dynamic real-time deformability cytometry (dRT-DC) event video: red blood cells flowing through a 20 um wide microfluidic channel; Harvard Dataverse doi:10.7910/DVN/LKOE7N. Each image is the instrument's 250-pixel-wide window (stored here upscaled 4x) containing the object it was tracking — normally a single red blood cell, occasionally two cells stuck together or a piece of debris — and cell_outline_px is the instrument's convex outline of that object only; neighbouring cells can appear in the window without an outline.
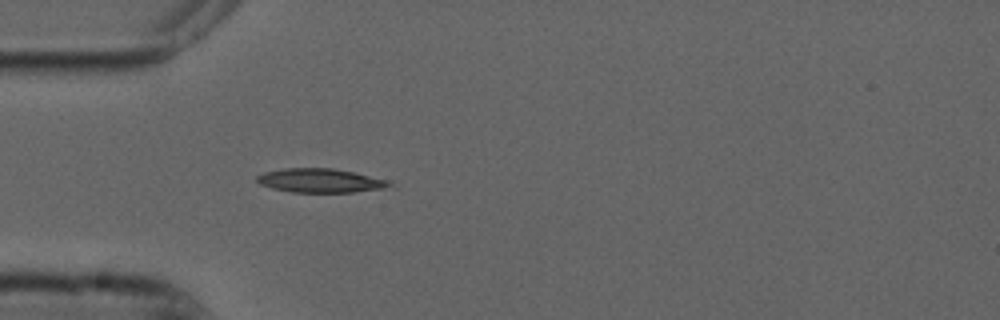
{"species": "common noctule bat (a hibernating species)", "species_latin": "Nyctalus noctula", "temperature_condition": "cold", "stored_images_in_passage": 8, "camera_frame_rate_fps": 3000, "um_per_image_px": 0.085, "animal": {"sex": "male", "forearm_length_mm": 52.5}, "frame": {"image": 1, "passage_image": 1, "time_ms": 0.0, "image_size_px": [1000, 320], "cell_outline_px": [[392, 184], [384, 188], [352, 192], [292, 192], [272, 188], [260, 184], [256, 180], [256, 176], [264, 172], [284, 168], [332, 168], [352, 172], [384, 180]], "centroid_in_image_um": [27.12, 15.35], "position_along_channel_um": 57.9, "area_um2": 18.09}}
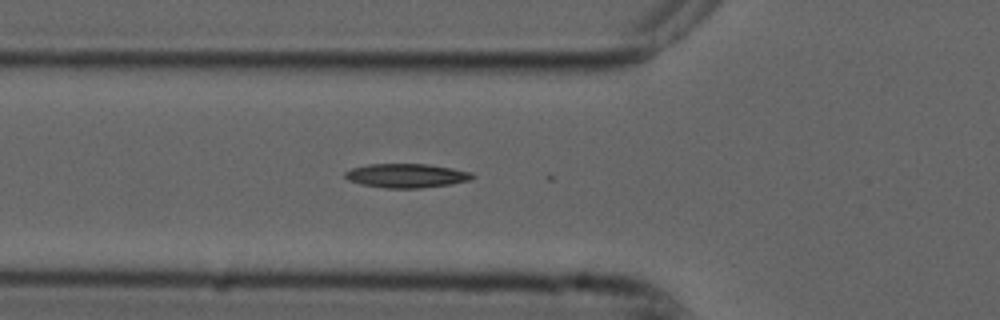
{"frame": {"image": 2, "passage_image": 4, "time_ms": 1.0, "image_size_px": [1000, 320], "cell_outline_px": [[476, 176], [468, 180], [452, 184], [420, 188], [384, 188], [360, 184], [348, 180], [344, 176], [344, 172], [352, 168], [368, 164], [428, 164], [452, 168], [472, 172]], "centroid_in_image_um": [34.54, 14.93], "position_along_channel_um": 91.3, "area_um2": 17.92}}
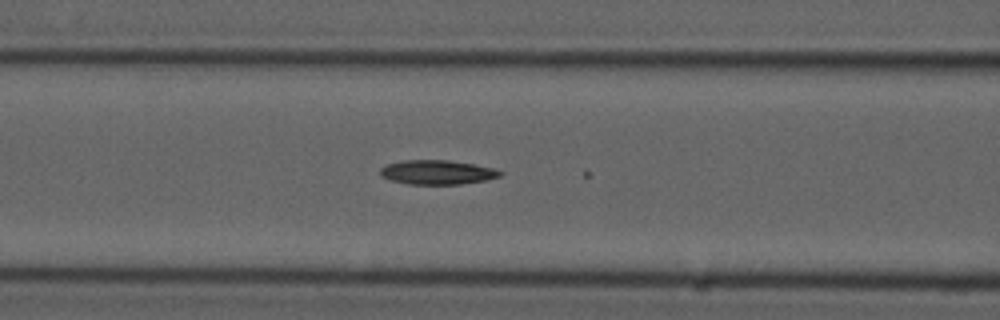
{"frame": {"image": 3, "passage_image": 7, "time_ms": 2.0, "image_size_px": [1000, 320], "cell_outline_px": [[504, 172], [500, 176], [484, 180], [460, 184], [408, 184], [392, 180], [380, 176], [380, 168], [388, 164], [404, 160], [448, 160], [496, 168]], "centroid_in_image_um": [37.17, 14.64], "position_along_channel_um": 129.4, "area_um2": 16.88}}